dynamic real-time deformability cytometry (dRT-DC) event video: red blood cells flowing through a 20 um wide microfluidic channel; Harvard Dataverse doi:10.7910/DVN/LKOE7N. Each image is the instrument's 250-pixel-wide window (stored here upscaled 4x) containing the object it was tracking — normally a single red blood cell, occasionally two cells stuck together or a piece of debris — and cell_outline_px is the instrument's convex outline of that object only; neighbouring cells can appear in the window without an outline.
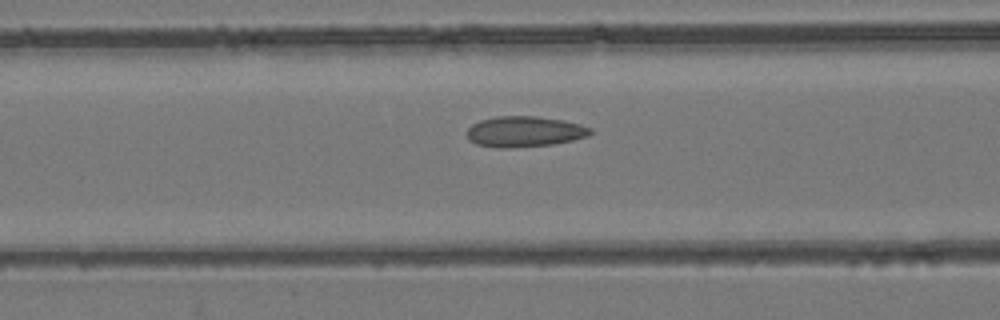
{"species": "common noctule bat (a hibernating species)", "species_latin": "Nyctalus noctula", "temperature_condition": "room temperature", "stored_images_in_passage": 49, "camera_frame_rate_fps": 3000, "um_per_image_px": 0.085, "animal": {"sex": "female", "body_mass_g": 24.6, "forearm_length_mm": 56.2}, "frame": {"image": 1, "passage_image": 22, "time_ms": 7.0, "image_size_px": [1000, 320], "cell_outline_px": [[592, 132], [588, 136], [572, 140], [552, 144], [508, 148], [500, 148], [476, 144], [468, 140], [468, 128], [472, 124], [480, 120], [496, 116], [536, 116], [564, 120], [580, 124], [592, 128]], "centroid_in_image_um": [44.58, 11.18], "position_along_channel_um": 122.0, "area_um2": 22.08}}
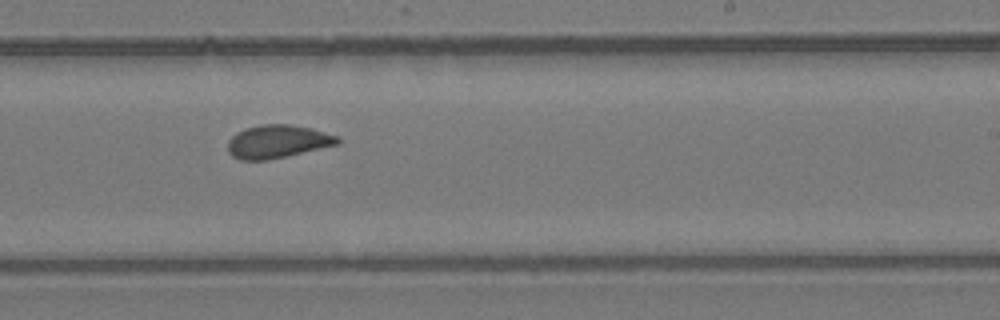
{"frame": {"image": 2, "passage_image": 33, "time_ms": 10.667, "image_size_px": [1000, 320], "cell_outline_px": [[340, 144], [284, 156], [264, 160], [240, 160], [232, 156], [228, 152], [228, 140], [236, 132], [244, 128], [260, 124], [288, 124], [312, 128], [336, 136], [340, 140]], "centroid_in_image_um": [23.55, 12.02], "position_along_channel_um": 265.4, "area_um2": 21.1}}
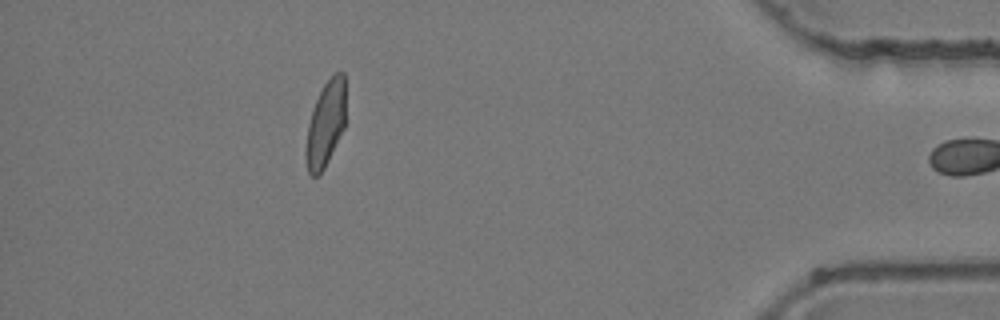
{"frame": {"image": 3, "passage_image": 48, "time_ms": 15.667, "image_size_px": [1000, 320], "cell_outline_px": [[344, 128], [324, 168], [316, 176], [312, 176], [308, 172], [304, 156], [304, 152], [308, 124], [312, 108], [324, 84], [336, 72], [344, 72]], "centroid_in_image_um": [27.64, 10.56], "position_along_channel_um": 407.6, "area_um2": 19.59}, "authors_computed_cell_mechanics": {"area_um2": 21.5594, "velocity_mm_per_s": 3.918, "shape_relaxation_time_tau1_ms": null, "shape_relaxation_time_tau2_ms": 1.436, "deformation_change_tau1": null, "deformation_change_tau2": 0.0643}}